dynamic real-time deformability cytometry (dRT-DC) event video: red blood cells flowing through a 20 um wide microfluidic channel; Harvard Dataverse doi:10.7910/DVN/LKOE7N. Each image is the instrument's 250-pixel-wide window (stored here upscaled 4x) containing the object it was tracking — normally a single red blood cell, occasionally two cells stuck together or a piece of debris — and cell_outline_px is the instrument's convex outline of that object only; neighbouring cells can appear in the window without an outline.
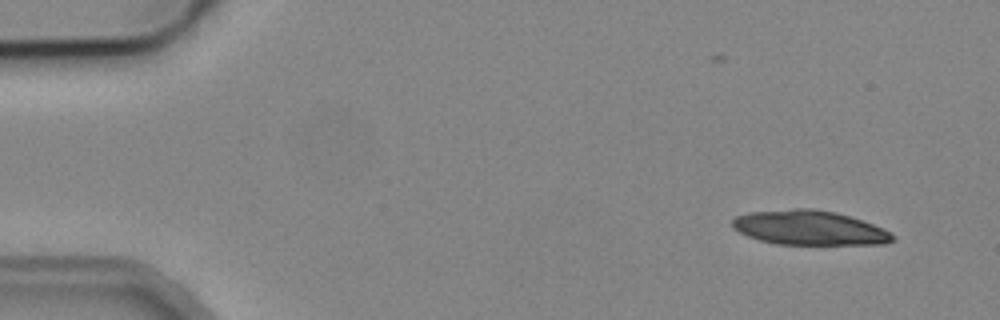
{"species": "common noctule bat (a hibernating species)", "species_latin": "Nyctalus noctula", "temperature_condition": "cold", "stored_images_in_passage": 6, "camera_frame_rate_fps": 3000, "um_per_image_px": 0.085, "animal": {"sex": "male", "body_mass_g": 19.2, "forearm_length_mm": 51.8}, "frame": {"image": 1, "passage_image": 1, "time_ms": 0.0, "image_size_px": [1000, 320], "cell_outline_px": [[896, 240], [884, 244], [776, 244], [760, 240], [748, 236], [732, 228], [732, 220], [736, 216], [748, 212], [796, 208], [812, 208], [836, 212], [872, 224], [896, 236]], "centroid_in_image_um": [68.76, 19.36], "position_along_channel_um": 16.2, "area_um2": 32.08}}
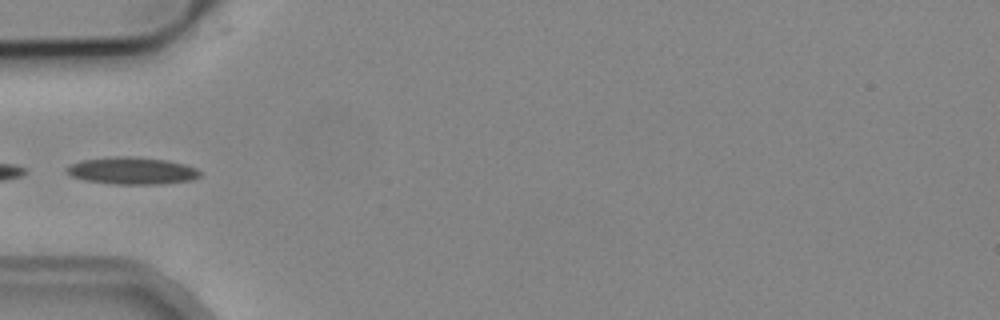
{"frame": {"image": 2, "passage_image": 5, "time_ms": 4.667, "image_size_px": [1000, 320], "cell_outline_px": [[200, 176], [192, 180], [160, 184], [116, 184], [84, 180], [72, 176], [64, 172], [64, 168], [68, 164], [80, 160], [112, 156], [132, 156], [164, 160], [184, 164], [196, 168], [200, 172]], "centroid_in_image_um": [11.15, 14.5], "position_along_channel_um": 73.9, "area_um2": 21.27}}